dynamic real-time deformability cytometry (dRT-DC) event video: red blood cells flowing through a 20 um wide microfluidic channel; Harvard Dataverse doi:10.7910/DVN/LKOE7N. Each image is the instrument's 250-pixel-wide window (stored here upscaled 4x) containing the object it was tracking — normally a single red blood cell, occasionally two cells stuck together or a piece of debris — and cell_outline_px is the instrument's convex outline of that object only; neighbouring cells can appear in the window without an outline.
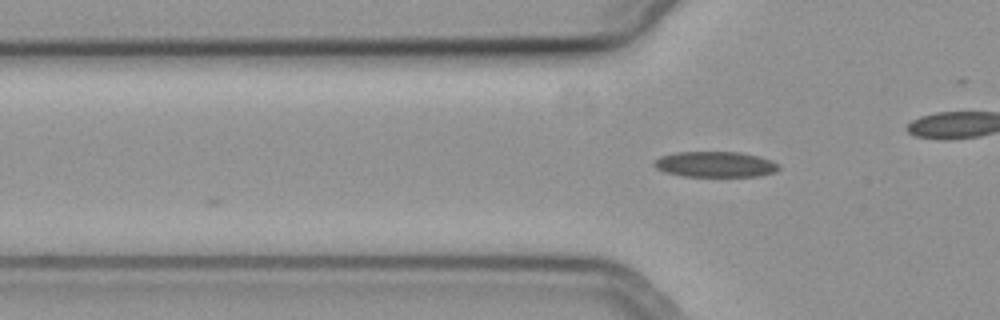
{"species": "common noctule bat (a hibernating species)", "species_latin": "Nyctalus noctula", "temperature_condition": "cold", "stored_images_in_passage": 4, "camera_frame_rate_fps": 3000, "um_per_image_px": 0.085, "animal": {"sex": "female", "body_mass_g": 19.3, "forearm_length_mm": 54.1}, "frame": {"image": 1, "passage_image": 4, "time_ms": 1.0, "image_size_px": [1000, 320], "cell_outline_px": [[780, 168], [776, 172], [760, 176], [680, 176], [664, 172], [656, 168], [652, 164], [652, 160], [660, 156], [676, 152], [740, 152], [760, 156], [772, 160], [780, 164]], "centroid_in_image_um": [60.8, 13.97], "position_along_channel_um": 65.0, "area_um2": 18.96}}